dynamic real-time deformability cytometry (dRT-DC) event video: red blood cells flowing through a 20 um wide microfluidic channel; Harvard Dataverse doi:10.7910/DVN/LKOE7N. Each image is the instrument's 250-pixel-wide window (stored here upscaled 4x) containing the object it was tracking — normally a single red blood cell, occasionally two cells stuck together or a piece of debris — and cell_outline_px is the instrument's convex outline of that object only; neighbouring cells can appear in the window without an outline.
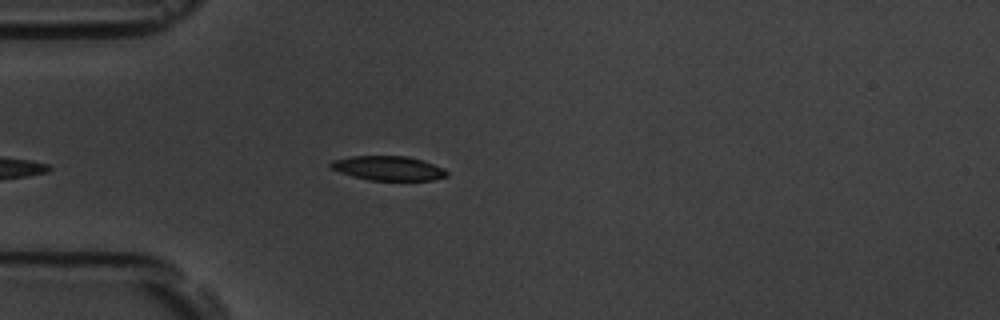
{"species": "common noctule bat (a hibernating species)", "species_latin": "Nyctalus noctula", "temperature_condition": "room temperature", "stored_images_in_passage": 39, "camera_frame_rate_fps": 3000, "um_per_image_px": 0.085, "animal": {"sex": "male", "body_mass_g": 19.5, "forearm_length_mm": 54.6}, "frame": {"image": 1, "passage_image": 2, "time_ms": 0.333, "image_size_px": [1000, 320], "cell_outline_px": [[448, 176], [432, 180], [368, 180], [352, 176], [340, 172], [332, 168], [328, 164], [332, 160], [352, 156], [408, 156], [424, 160], [444, 168], [448, 172]], "centroid_in_image_um": [33.03, 14.29], "position_along_channel_um": 52.0, "area_um2": 16.59}}
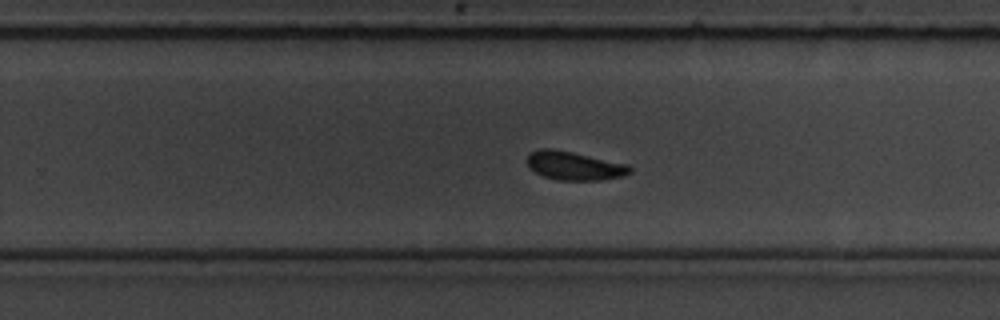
{"frame": {"image": 2, "passage_image": 18, "time_ms": 5.667, "image_size_px": [1000, 320], "cell_outline_px": [[632, 172], [624, 176], [600, 180], [556, 180], [544, 176], [528, 168], [524, 160], [528, 152], [540, 148], [552, 148], [572, 152], [628, 164], [632, 168]], "centroid_in_image_um": [48.76, 14.08], "position_along_channel_um": 281.0, "area_um2": 17.46}}
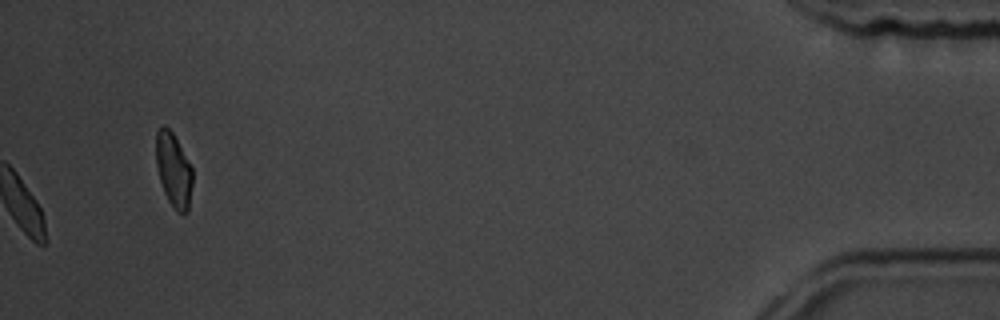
{"frame": {"image": 3, "passage_image": 39, "time_ms": 12.667, "image_size_px": [1000, 320], "cell_outline_px": [[192, 184], [188, 212], [176, 212], [168, 200], [164, 192], [160, 180], [156, 164], [156, 132], [164, 124], [172, 132], [192, 168]], "centroid_in_image_um": [14.75, 14.46], "position_along_channel_um": 420.5, "area_um2": 15.55}, "authors_computed_cell_mechanics": {"area_um2": 16.8198, "velocity_mm_per_s": 3.6643, "shape_relaxation_time_tau1_ms": 1.4737, "shape_relaxation_time_tau2_ms": 0.4806, "deformation_change_tau1": 0.0672, "deformation_change_tau2": 0.0794}}